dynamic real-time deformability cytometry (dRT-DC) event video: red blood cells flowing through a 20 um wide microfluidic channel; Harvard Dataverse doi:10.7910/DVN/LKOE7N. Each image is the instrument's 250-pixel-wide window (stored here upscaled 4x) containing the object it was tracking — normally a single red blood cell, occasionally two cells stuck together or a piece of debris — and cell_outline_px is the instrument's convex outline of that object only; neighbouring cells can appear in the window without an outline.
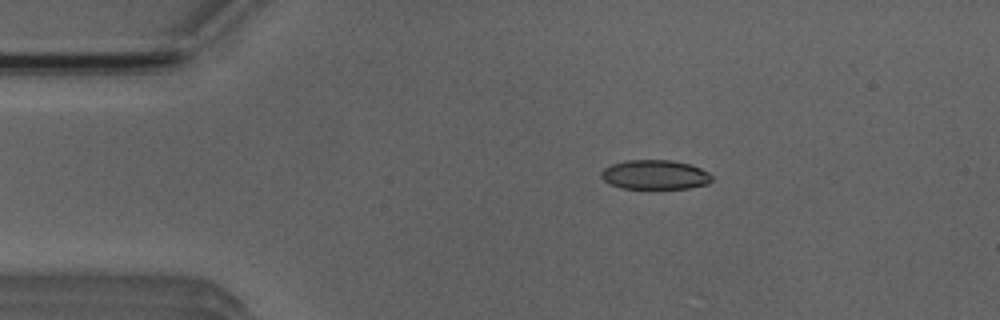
{"species": "Egyptian fruit bat (a non-hibernating species)", "species_latin": "Rousettus aegyptiacus", "temperature_condition": "room temperature", "stored_images_in_passage": 5, "camera_frame_rate_fps": 3000, "um_per_image_px": 0.085, "animal": {"sex": "male"}, "frame": {"image": 1, "passage_image": 3, "time_ms": 2.0, "image_size_px": [1000, 320], "cell_outline_px": [[712, 180], [708, 184], [688, 188], [620, 188], [608, 184], [600, 176], [600, 172], [604, 168], [612, 164], [624, 160], [672, 160], [692, 164], [708, 172], [712, 176]], "centroid_in_image_um": [55.66, 14.84], "position_along_channel_um": 29.3, "area_um2": 19.13}}
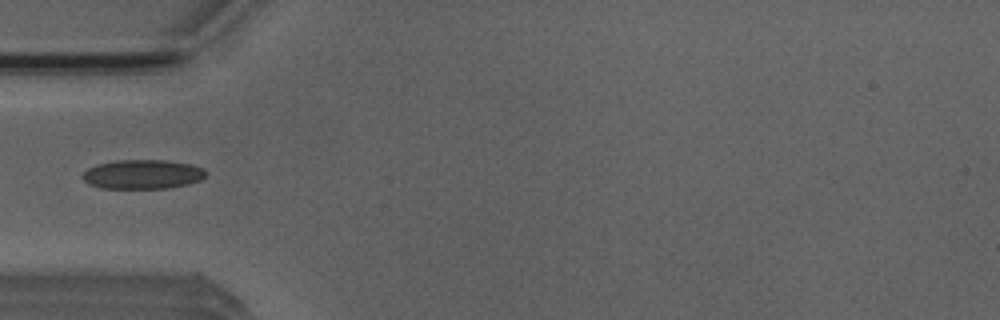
{"frame": {"image": 2, "passage_image": 5, "time_ms": 4.333, "image_size_px": [1000, 320], "cell_outline_px": [[208, 172], [200, 180], [188, 184], [168, 188], [100, 188], [88, 184], [80, 176], [88, 168], [96, 164], [116, 160], [168, 160], [192, 164], [204, 168]], "centroid_in_image_um": [12.12, 14.81], "position_along_channel_um": 72.9, "area_um2": 21.27}}